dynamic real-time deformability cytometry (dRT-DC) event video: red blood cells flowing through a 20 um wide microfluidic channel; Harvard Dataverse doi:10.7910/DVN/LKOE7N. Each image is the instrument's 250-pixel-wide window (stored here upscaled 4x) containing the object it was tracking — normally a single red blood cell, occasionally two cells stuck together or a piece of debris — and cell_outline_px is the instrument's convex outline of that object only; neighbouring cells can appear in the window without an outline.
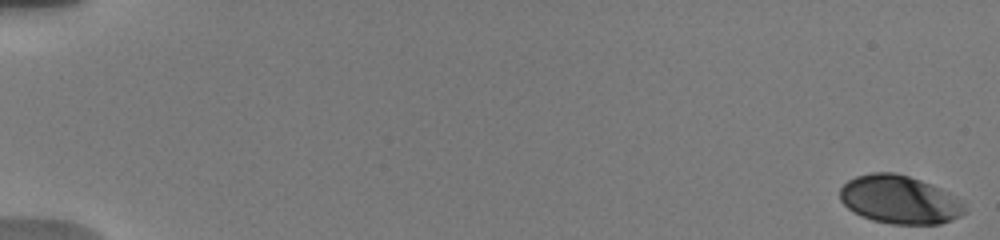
{"species": "human", "species_latin": "Homo sapiens", "temperature_condition": "warm", "stored_images_in_passage": 5, "camera_frame_rate_fps": 3000, "um_per_image_px": 0.085, "donor": {"sex": "male"}, "frame": {"image": 1, "passage_image": 1, "time_ms": 0.0, "image_size_px": [1000, 240], "cell_outline_px": [[968, 212], [952, 220], [940, 224], [892, 224], [872, 220], [860, 216], [848, 208], [840, 200], [840, 188], [848, 180], [856, 176], [872, 172], [896, 172], [932, 184], [964, 200]], "centroid_in_image_um": [76.5, 16.97], "position_along_channel_um": 8.5, "area_um2": 35.55}}